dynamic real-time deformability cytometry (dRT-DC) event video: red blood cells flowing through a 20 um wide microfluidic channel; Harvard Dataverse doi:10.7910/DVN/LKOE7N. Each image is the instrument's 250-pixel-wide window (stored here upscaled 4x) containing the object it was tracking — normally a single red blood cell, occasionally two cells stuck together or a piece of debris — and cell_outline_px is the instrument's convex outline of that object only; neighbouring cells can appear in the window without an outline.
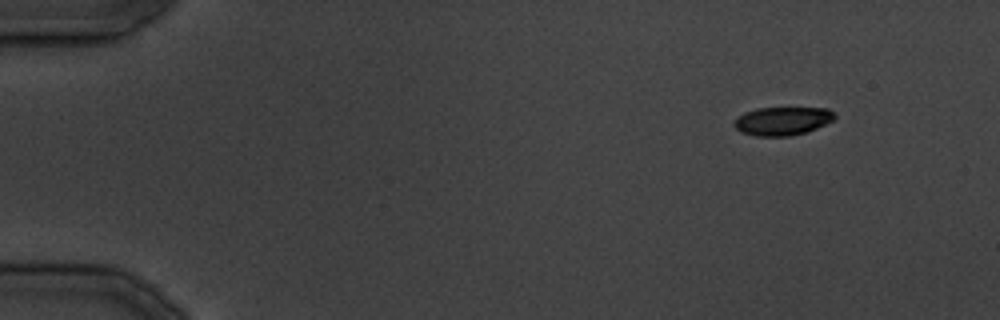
{"species": "common noctule bat (a hibernating species)", "species_latin": "Nyctalus noctula", "temperature_condition": "cold", "stored_images_in_passage": 10, "segment_of_instrument_passage": [1, 2], "camera_frame_rate_fps": 3000, "um_per_image_px": 0.085, "animal": {"sex": "male", "body_mass_g": 19.5, "forearm_length_mm": 54.6}, "frame": {"image": 1, "passage_image": 1, "time_ms": 0.0, "image_size_px": [1000, 320], "cell_outline_px": [[836, 116], [832, 120], [808, 132], [788, 136], [756, 136], [740, 132], [732, 124], [744, 112], [756, 108], [828, 108]], "centroid_in_image_um": [66.48, 10.29], "position_along_channel_um": 18.5, "area_um2": 16.53}}